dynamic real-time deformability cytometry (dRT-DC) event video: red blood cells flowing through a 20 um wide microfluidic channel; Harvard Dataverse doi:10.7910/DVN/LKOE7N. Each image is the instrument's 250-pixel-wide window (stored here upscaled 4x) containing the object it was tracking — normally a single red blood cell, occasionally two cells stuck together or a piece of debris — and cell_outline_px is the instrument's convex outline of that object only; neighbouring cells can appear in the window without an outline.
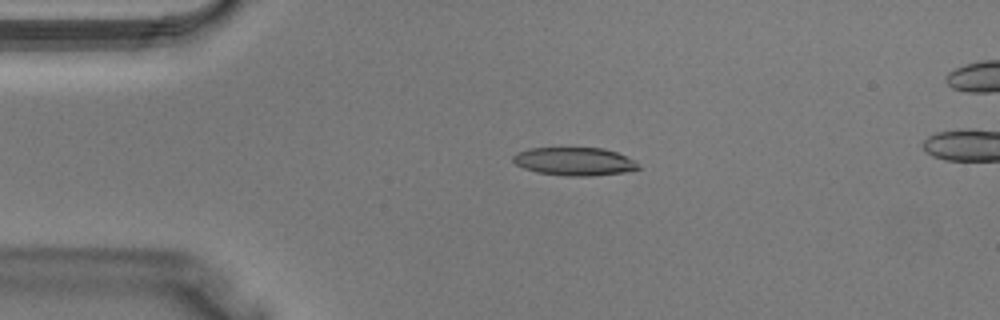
{"species": "Egyptian fruit bat (a non-hibernating species)", "species_latin": "Rousettus aegyptiacus", "temperature_condition": "warm", "stored_images_in_passage": 39, "camera_frame_rate_fps": 3000, "um_per_image_px": 0.085, "animal": {"sex": "male"}, "frame": {"image": 1, "passage_image": 8, "time_ms": 2.333, "image_size_px": [1000, 320], "cell_outline_px": [[640, 168], [624, 172], [592, 176], [564, 176], [536, 172], [524, 168], [516, 164], [512, 160], [512, 156], [516, 152], [528, 148], [604, 148], [616, 152], [632, 160]], "centroid_in_image_um": [48.75, 13.72], "position_along_channel_um": 36.2, "area_um2": 20.46}}
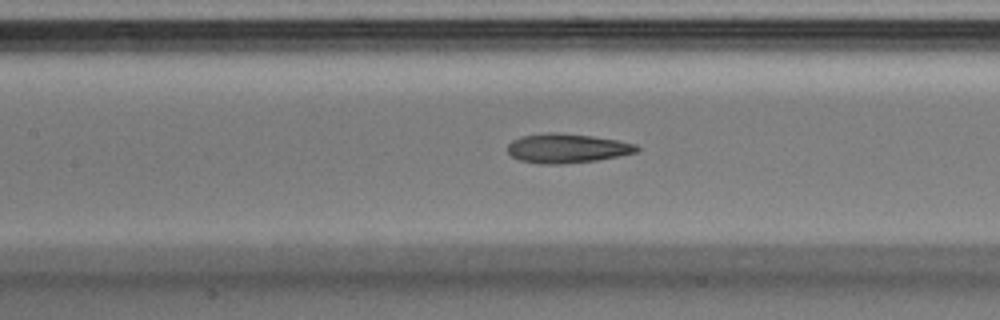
{"frame": {"image": 2, "passage_image": 17, "time_ms": 5.333, "image_size_px": [1000, 320], "cell_outline_px": [[640, 148], [636, 152], [596, 160], [564, 164], [540, 164], [520, 160], [512, 156], [508, 152], [508, 144], [512, 140], [520, 136], [548, 132], [556, 132], [592, 136], [616, 140], [636, 144]], "centroid_in_image_um": [48.15, 12.6], "position_along_channel_um": 159.2, "area_um2": 21.96}}
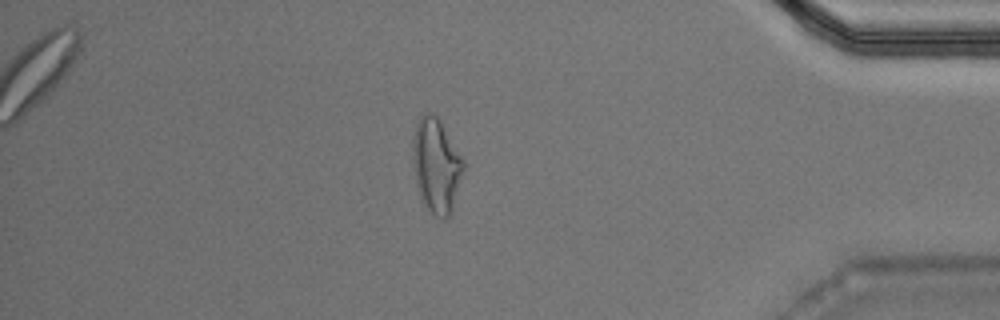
{"frame": {"image": 3, "passage_image": 33, "time_ms": 10.667, "image_size_px": [1000, 320], "cell_outline_px": [[464, 168], [452, 212], [444, 220], [436, 216], [420, 200], [416, 184], [412, 156], [412, 136], [416, 124], [420, 116], [424, 112], [432, 112], [440, 120], [464, 160]], "centroid_in_image_um": [37.07, 14.05], "position_along_channel_um": 398.1, "area_um2": 28.09}}